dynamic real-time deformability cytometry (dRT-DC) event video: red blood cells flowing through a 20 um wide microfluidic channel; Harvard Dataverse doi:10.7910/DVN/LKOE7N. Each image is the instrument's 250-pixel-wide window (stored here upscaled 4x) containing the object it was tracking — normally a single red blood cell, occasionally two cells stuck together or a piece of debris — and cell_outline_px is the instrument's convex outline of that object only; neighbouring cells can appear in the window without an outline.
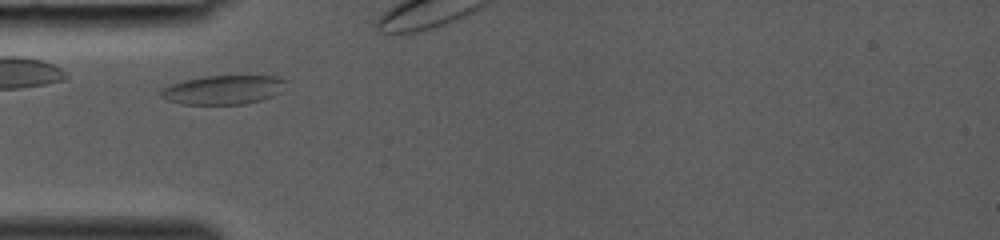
{"species": "common noctule bat (a hibernating species)", "species_latin": "Nyctalus noctula", "temperature_condition": "room temperature", "stored_images_in_passage": 12, "camera_frame_rate_fps": 3000, "um_per_image_px": 0.085, "animal": {"sex": "female", "body_mass_g": 19.0, "forearm_length_mm": 53.3}, "frame": {"image": 1, "passage_image": 1, "time_ms": 0.0, "image_size_px": [1000, 240], "cell_outline_px": [[288, 80], [280, 92], [272, 96], [260, 100], [244, 104], [184, 104], [168, 100], [160, 96], [160, 88], [184, 80], [204, 76], [276, 76]], "centroid_in_image_um": [18.98, 7.63], "position_along_channel_um": 66.0, "area_um2": 21.1}}